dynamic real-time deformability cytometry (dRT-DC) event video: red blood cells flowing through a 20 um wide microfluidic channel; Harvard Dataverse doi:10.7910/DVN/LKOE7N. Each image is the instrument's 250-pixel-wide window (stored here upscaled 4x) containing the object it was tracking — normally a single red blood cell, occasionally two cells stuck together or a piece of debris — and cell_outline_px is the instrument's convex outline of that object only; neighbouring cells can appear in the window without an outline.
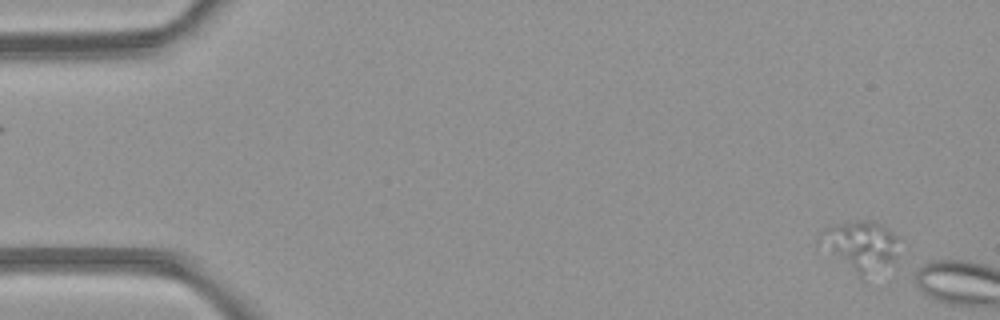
{"species": "common noctule bat (a hibernating species)", "species_latin": "Nyctalus noctula", "temperature_condition": "room temperature", "stored_images_in_passage": 2, "camera_frame_rate_fps": 3000, "um_per_image_px": 0.085, "animal": {"sex": "female", "body_mass_g": 21.9}, "frame": {"image": 1, "passage_image": 2, "time_ms": 1.333, "image_size_px": [1000, 320], "cell_outline_px": [[896, 256], [892, 260], [860, 280], [816, 244], [816, 240], [820, 232], [824, 228], [836, 224], [856, 220], [868, 220], [880, 224], [888, 228], [896, 236]], "centroid_in_image_um": [73.01, 20.89], "position_along_channel_um": 12.0, "area_um2": 23.24}}